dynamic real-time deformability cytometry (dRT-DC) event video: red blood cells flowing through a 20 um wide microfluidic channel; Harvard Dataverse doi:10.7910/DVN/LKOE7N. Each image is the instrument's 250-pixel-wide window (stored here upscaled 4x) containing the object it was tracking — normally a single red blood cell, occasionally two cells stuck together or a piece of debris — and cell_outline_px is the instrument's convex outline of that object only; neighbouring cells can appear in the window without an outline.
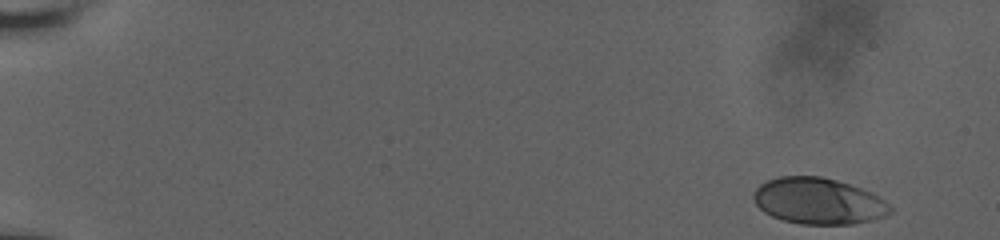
{"species": "human", "species_latin": "Homo sapiens", "temperature_condition": "room temperature", "stored_images_in_passage": 21, "camera_frame_rate_fps": 3000, "um_per_image_px": 0.085, "donor": {"sex": "male"}, "frame": {"image": 1, "passage_image": 1, "time_ms": 0.0, "image_size_px": [1000, 240], "cell_outline_px": [[892, 212], [884, 216], [872, 220], [852, 224], [800, 224], [784, 220], [772, 216], [764, 212], [752, 200], [752, 196], [756, 188], [760, 184], [768, 180], [780, 176], [820, 176], [836, 180], [872, 192], [880, 196], [892, 208]], "centroid_in_image_um": [69.56, 17.09], "position_along_channel_um": 15.4, "area_um2": 36.88}}
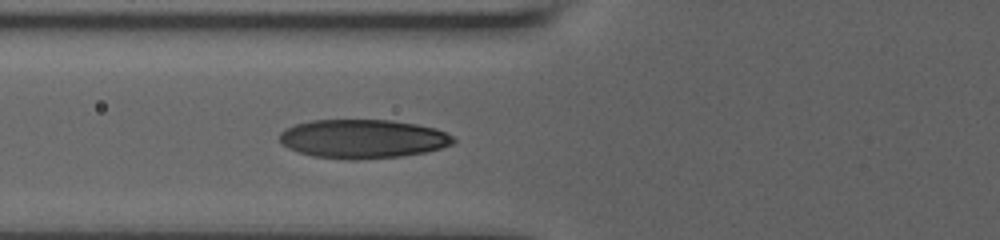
{"frame": {"image": 2, "passage_image": 12, "time_ms": 6.667, "image_size_px": [1000, 240], "cell_outline_px": [[456, 140], [452, 144], [428, 152], [404, 156], [356, 160], [348, 160], [312, 156], [288, 148], [280, 140], [280, 132], [296, 124], [312, 120], [392, 120], [416, 124], [436, 128], [456, 136]], "centroid_in_image_um": [30.9, 11.81], "position_along_channel_um": 94.9, "area_um2": 39.59}}
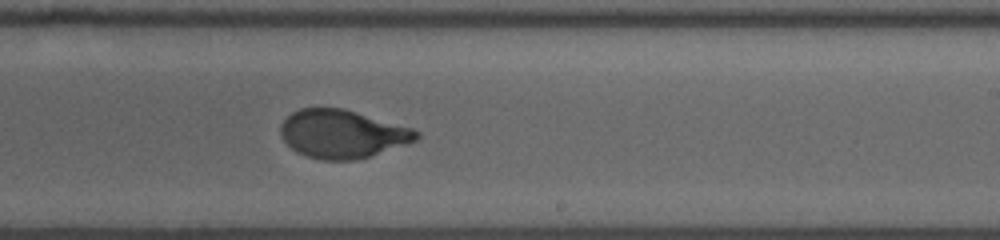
{"frame": {"image": 3, "passage_image": 21, "time_ms": 11.0, "image_size_px": [1000, 240], "cell_outline_px": [[420, 136], [416, 140], [356, 160], [320, 160], [296, 152], [284, 140], [280, 132], [280, 124], [292, 112], [300, 108], [344, 108], [412, 128], [420, 132]], "centroid_in_image_um": [29.07, 11.37], "position_along_channel_um": 259.9, "area_um2": 37.86}}